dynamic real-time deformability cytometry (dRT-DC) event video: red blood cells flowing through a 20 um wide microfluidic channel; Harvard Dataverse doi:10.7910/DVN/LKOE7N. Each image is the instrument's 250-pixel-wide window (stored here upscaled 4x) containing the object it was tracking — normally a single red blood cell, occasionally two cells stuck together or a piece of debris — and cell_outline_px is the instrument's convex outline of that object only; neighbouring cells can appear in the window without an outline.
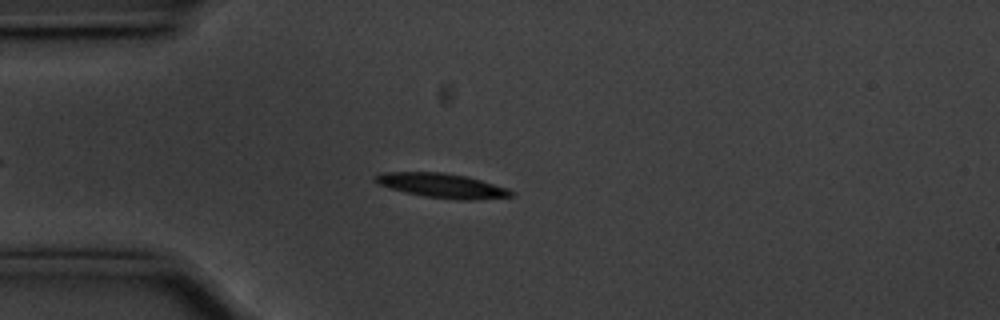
{"species": "common noctule bat (a hibernating species)", "species_latin": "Nyctalus noctula", "temperature_condition": "cold", "stored_images_in_passage": 44, "camera_frame_rate_fps": 3000, "um_per_image_px": 0.085, "animal": {"sex": "male", "body_mass_g": 20.1, "forearm_length_mm": 53.5}, "frame": {"image": 1, "passage_image": 11, "time_ms": 3.333, "image_size_px": [1000, 320], "cell_outline_px": [[512, 196], [476, 200], [456, 200], [424, 196], [404, 192], [380, 184], [372, 180], [372, 176], [380, 172], [440, 172], [468, 176], [508, 188], [512, 192]], "centroid_in_image_um": [37.55, 15.77], "position_along_channel_um": 47.5, "area_um2": 19.42}}
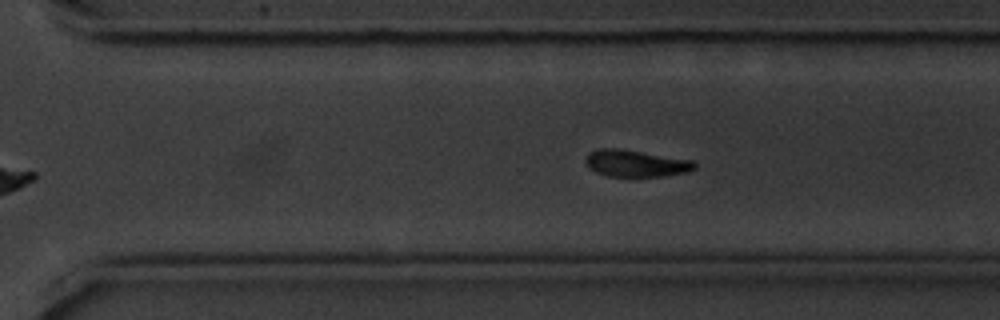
{"frame": {"image": 2, "passage_image": 35, "time_ms": 11.333, "image_size_px": [1000, 320], "cell_outline_px": [[696, 168], [688, 172], [660, 176], [608, 176], [596, 172], [588, 168], [584, 160], [588, 152], [600, 148], [620, 148], [692, 160], [696, 164]], "centroid_in_image_um": [54.0, 13.87], "position_along_channel_um": 316.6, "area_um2": 17.11}}
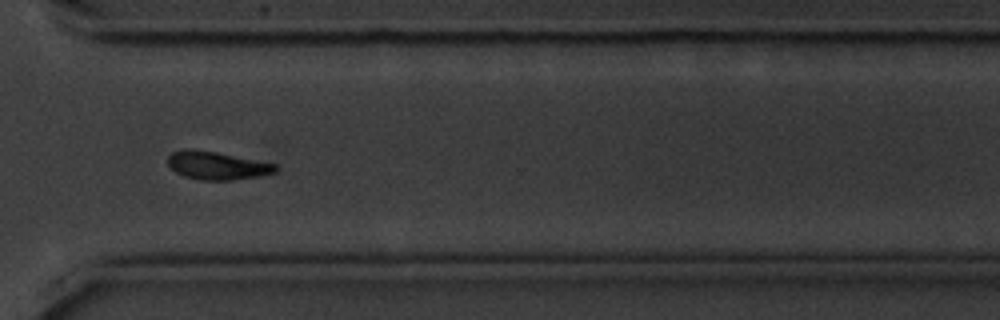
{"frame": {"image": 3, "passage_image": 38, "time_ms": 12.333, "image_size_px": [1000, 320], "cell_outline_px": [[276, 172], [256, 176], [232, 180], [200, 180], [184, 176], [176, 172], [168, 164], [168, 156], [172, 152], [184, 148], [192, 148], [216, 152], [276, 164]], "centroid_in_image_um": [18.39, 14.06], "position_along_channel_um": 352.2, "area_um2": 17.46}, "authors_computed_cell_mechanics": {"area_um2": 18.5249, "velocity_mm_per_s": 3.5358, "shape_relaxation_time_tau1_ms": 2.9082, "shape_relaxation_time_tau2_ms": null, "deformation_change_tau1": 0.113, "deformation_change_tau2": null}}